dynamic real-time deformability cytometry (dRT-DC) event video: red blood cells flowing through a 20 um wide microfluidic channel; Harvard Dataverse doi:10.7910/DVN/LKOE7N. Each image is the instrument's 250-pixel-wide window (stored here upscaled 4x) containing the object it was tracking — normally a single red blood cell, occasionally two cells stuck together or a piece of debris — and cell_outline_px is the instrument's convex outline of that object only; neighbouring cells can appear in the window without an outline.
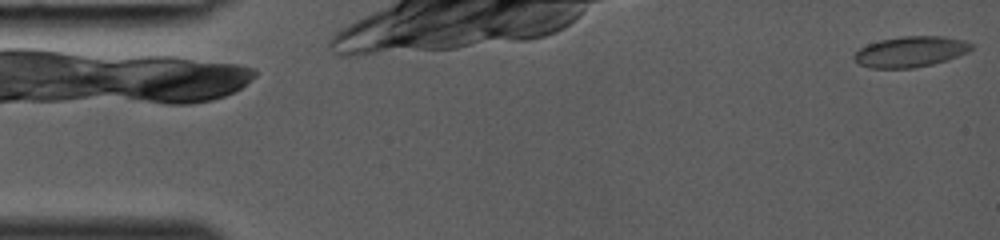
{"species": "common noctule bat (a hibernating species)", "species_latin": "Nyctalus noctula", "temperature_condition": "room temperature", "stored_images_in_passage": 12, "camera_frame_rate_fps": 3000, "um_per_image_px": 0.085, "animal": {"sex": "female", "body_mass_g": 19.0, "forearm_length_mm": 53.3}, "frame": {"image": 1, "passage_image": 1, "time_ms": 0.0, "image_size_px": [1000, 240], "cell_outline_px": [[972, 48], [968, 52], [948, 60], [932, 64], [912, 68], [868, 68], [860, 64], [852, 56], [860, 48], [868, 44], [880, 40], [900, 36], [944, 36], [964, 40], [972, 44]], "centroid_in_image_um": [77.4, 4.39], "position_along_channel_um": 7.6, "area_um2": 20.98}}